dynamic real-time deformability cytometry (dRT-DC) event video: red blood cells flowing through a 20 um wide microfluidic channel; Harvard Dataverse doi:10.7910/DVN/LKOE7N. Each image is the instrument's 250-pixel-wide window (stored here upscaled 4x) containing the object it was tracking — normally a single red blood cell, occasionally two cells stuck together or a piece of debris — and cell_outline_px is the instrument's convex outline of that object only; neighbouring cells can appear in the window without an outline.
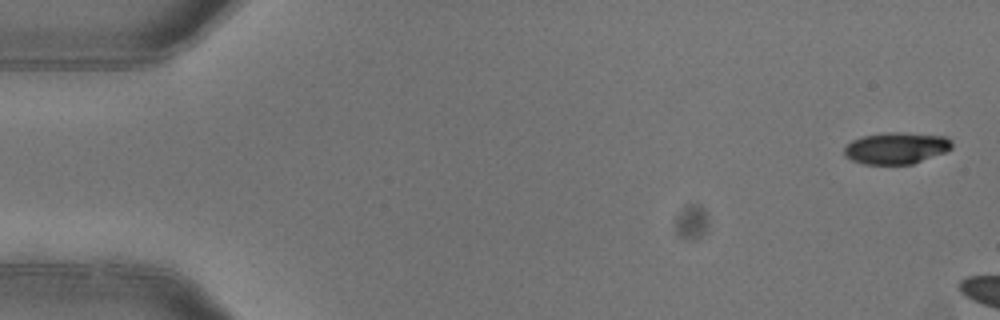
{"species": "common noctule bat (a hibernating species)", "species_latin": "Nyctalus noctula", "temperature_condition": "warm", "stored_images_in_passage": 3, "camera_frame_rate_fps": 3000, "um_per_image_px": 0.085, "animal": {"sex": "female"}, "frame": {"image": 1, "passage_image": 1, "time_ms": 0.0, "image_size_px": [1000, 320], "cell_outline_px": [[952, 148], [944, 152], [912, 164], [864, 164], [852, 160], [844, 156], [844, 148], [852, 140], [864, 136], [888, 132], [900, 132], [948, 136], [952, 140]], "centroid_in_image_um": [76.19, 12.58], "position_along_channel_um": 8.8, "area_um2": 19.83}}